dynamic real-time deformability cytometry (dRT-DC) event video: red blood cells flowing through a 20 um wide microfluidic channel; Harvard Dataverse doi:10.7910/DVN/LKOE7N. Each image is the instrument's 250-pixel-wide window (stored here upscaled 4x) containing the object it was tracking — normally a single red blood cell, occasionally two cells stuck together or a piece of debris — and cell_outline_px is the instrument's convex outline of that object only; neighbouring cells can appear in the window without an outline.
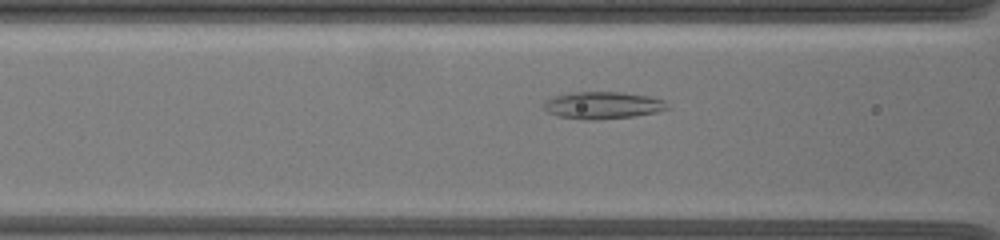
{"species": "common noctule bat (a hibernating species)", "species_latin": "Nyctalus noctula", "temperature_condition": "warm", "stored_images_in_passage": 12, "camera_frame_rate_fps": 3000, "um_per_image_px": 0.085, "animal": {"sex": "female", "body_mass_g": 19.5, "forearm_length_mm": 54.1}, "frame": {"image": 1, "passage_image": 7, "time_ms": 2.0, "image_size_px": [1000, 240], "cell_outline_px": [[672, 108], [656, 112], [636, 116], [600, 120], [584, 120], [556, 116], [548, 112], [544, 108], [544, 104], [552, 96], [568, 92], [620, 92], [648, 96], [664, 100]], "centroid_in_image_um": [51.25, 8.96], "position_along_channel_um": 115.4, "area_um2": 19.83}}
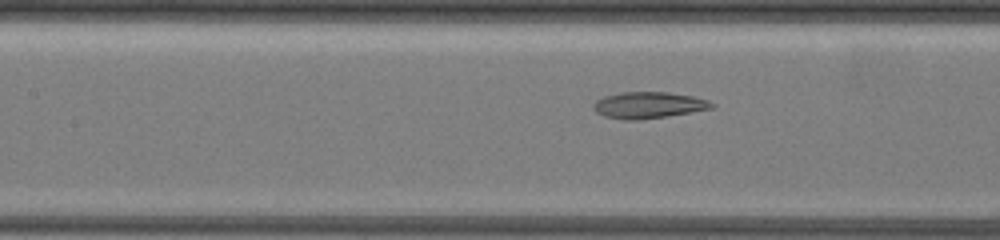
{"frame": {"image": 2, "passage_image": 10, "time_ms": 3.0, "image_size_px": [1000, 240], "cell_outline_px": [[716, 104], [712, 108], [640, 120], [624, 120], [604, 116], [596, 112], [592, 108], [592, 104], [596, 100], [604, 96], [620, 92], [668, 92], [692, 96], [708, 100]], "centroid_in_image_um": [55.07, 8.93], "position_along_channel_um": 152.3, "area_um2": 18.15}}